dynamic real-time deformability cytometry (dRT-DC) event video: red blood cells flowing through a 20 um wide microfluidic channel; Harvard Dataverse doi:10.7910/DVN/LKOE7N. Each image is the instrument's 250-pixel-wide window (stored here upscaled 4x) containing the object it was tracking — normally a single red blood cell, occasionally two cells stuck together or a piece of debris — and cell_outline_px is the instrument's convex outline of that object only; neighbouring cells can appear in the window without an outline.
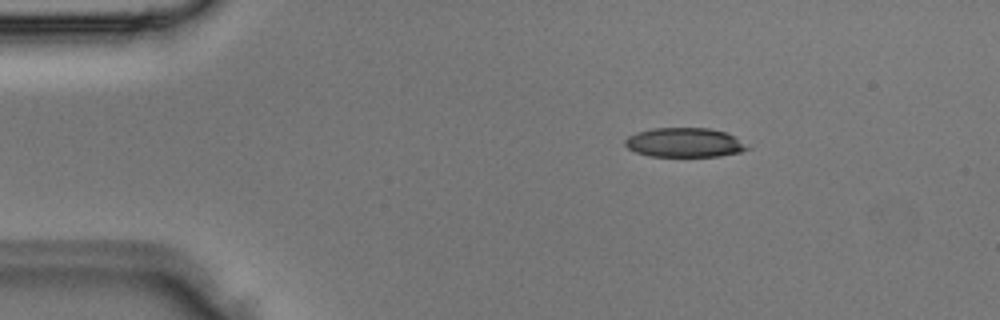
{"species": "Egyptian fruit bat (a non-hibernating species)", "species_latin": "Rousettus aegyptiacus", "temperature_condition": "room temperature", "stored_images_in_passage": 3, "camera_frame_rate_fps": 3000, "um_per_image_px": 0.085, "animal": {"sex": "male"}, "frame": {"image": 1, "passage_image": 3, "time_ms": 0.667, "image_size_px": [1000, 320], "cell_outline_px": [[752, 148], [740, 152], [720, 156], [648, 156], [636, 152], [628, 148], [624, 144], [624, 140], [628, 136], [636, 132], [652, 128], [708, 128], [728, 132]], "centroid_in_image_um": [58.19, 12.11], "position_along_channel_um": 26.8, "area_um2": 21.04}}